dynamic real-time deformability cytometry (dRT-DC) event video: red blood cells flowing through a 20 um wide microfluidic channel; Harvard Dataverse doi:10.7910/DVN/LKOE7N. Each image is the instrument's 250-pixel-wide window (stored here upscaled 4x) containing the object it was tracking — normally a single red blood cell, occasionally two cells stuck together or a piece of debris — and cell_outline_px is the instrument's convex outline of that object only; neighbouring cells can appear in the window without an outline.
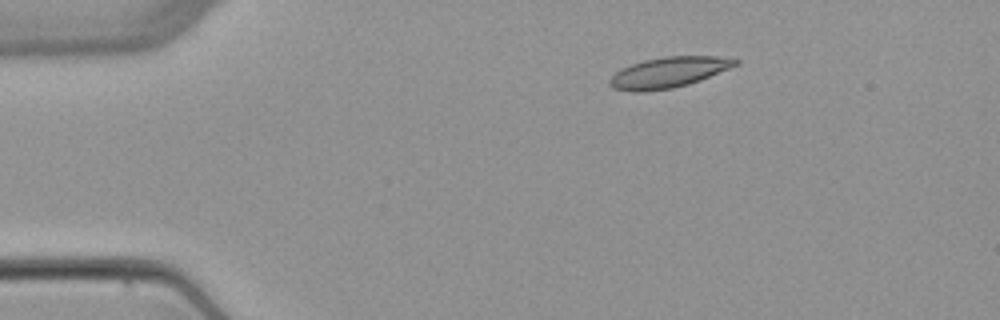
{"species": "common noctule bat (a hibernating species)", "species_latin": "Nyctalus noctula", "temperature_condition": "warm", "stored_images_in_passage": 5, "camera_frame_rate_fps": 3000, "um_per_image_px": 0.085, "animal": {"sex": "female", "body_mass_g": 22.7, "forearm_length_mm": 54.2}, "frame": {"image": 1, "passage_image": 3, "time_ms": 2.333, "image_size_px": [1000, 320], "cell_outline_px": [[740, 64], [700, 80], [688, 84], [672, 88], [644, 92], [632, 92], [612, 88], [608, 84], [608, 80], [620, 68], [644, 60], [664, 56], [716, 56], [740, 60]], "centroid_in_image_um": [56.8, 6.16], "position_along_channel_um": 28.2, "area_um2": 22.54}}
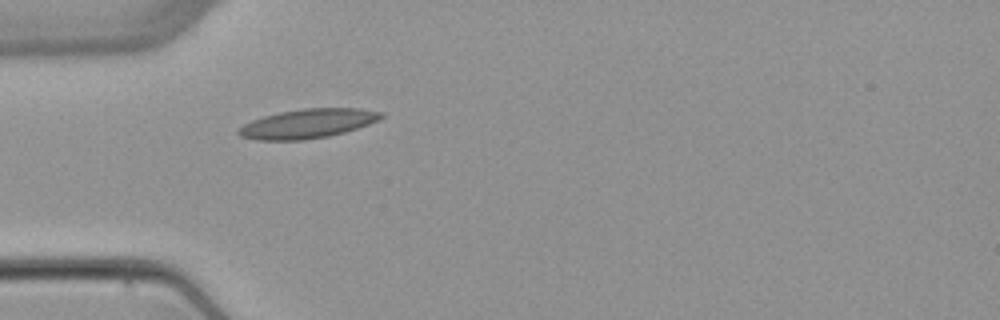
{"frame": {"image": 2, "passage_image": 5, "time_ms": 4.667, "image_size_px": [1000, 320], "cell_outline_px": [[384, 116], [380, 120], [344, 132], [328, 136], [304, 140], [256, 140], [240, 136], [236, 132], [244, 124], [252, 120], [264, 116], [280, 112], [304, 108], [360, 108], [384, 112]], "centroid_in_image_um": [26.17, 10.5], "position_along_channel_um": 58.8, "area_um2": 24.28}}